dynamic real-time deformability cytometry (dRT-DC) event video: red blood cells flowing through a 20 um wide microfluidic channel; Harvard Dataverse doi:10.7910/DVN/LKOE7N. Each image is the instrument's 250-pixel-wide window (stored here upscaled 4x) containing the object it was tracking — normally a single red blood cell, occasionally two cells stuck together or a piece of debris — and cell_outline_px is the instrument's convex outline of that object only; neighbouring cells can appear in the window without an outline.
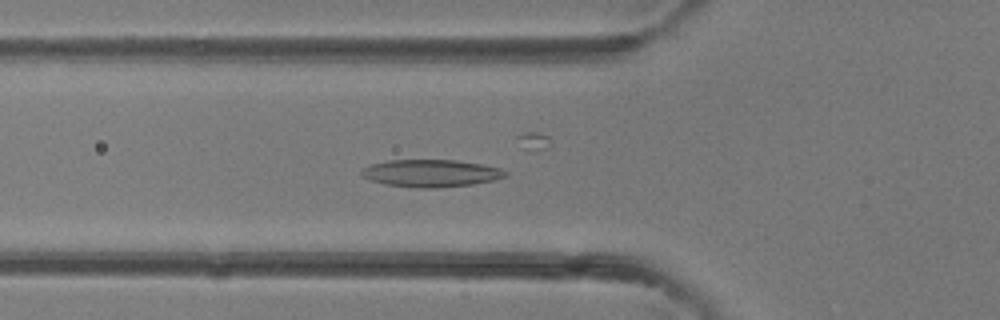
{"species": "common noctule bat (a hibernating species)", "species_latin": "Nyctalus noctula", "temperature_condition": "room temperature", "stored_images_in_passage": 31, "camera_frame_rate_fps": 3000, "um_per_image_px": 0.085, "animal": {"sex": "female"}, "frame": {"image": 1, "passage_image": 3, "time_ms": 0.667, "image_size_px": [1000, 320], "cell_outline_px": [[508, 176], [492, 180], [472, 184], [436, 188], [416, 188], [384, 184], [360, 176], [360, 172], [364, 168], [372, 164], [388, 160], [456, 160], [480, 164], [500, 168], [508, 172]], "centroid_in_image_um": [36.62, 14.73], "position_along_channel_um": 89.2, "area_um2": 22.89}}
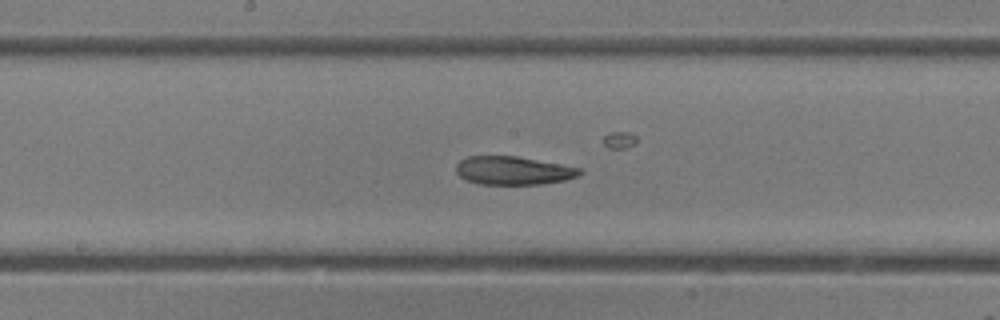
{"frame": {"image": 2, "passage_image": 10, "time_ms": 3.0, "image_size_px": [1000, 320], "cell_outline_px": [[584, 172], [576, 176], [564, 180], [540, 184], [480, 184], [468, 180], [460, 176], [456, 172], [456, 164], [460, 160], [468, 156], [516, 156], [580, 168]], "centroid_in_image_um": [43.6, 14.49], "position_along_channel_um": 204.6, "area_um2": 20.17}}
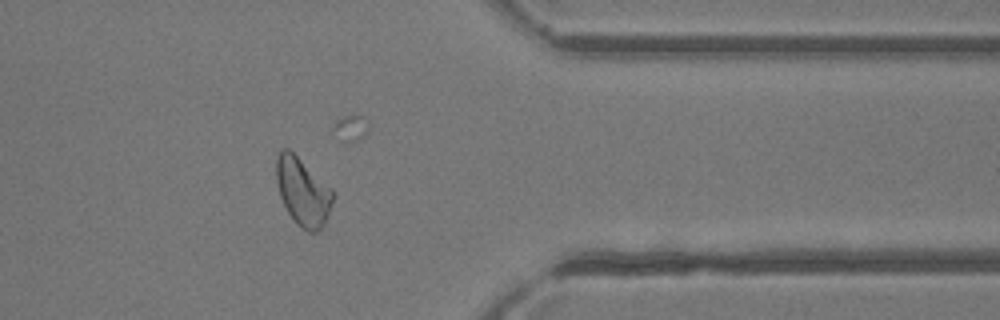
{"frame": {"image": 3, "passage_image": 22, "time_ms": 7.0, "image_size_px": [1000, 320], "cell_outline_px": [[336, 192], [328, 216], [324, 224], [316, 232], [308, 232], [296, 224], [288, 212], [280, 196], [276, 180], [276, 160], [280, 148], [288, 148], [332, 188]], "centroid_in_image_um": [25.75, 16.29], "position_along_channel_um": 385.7, "area_um2": 22.43}}